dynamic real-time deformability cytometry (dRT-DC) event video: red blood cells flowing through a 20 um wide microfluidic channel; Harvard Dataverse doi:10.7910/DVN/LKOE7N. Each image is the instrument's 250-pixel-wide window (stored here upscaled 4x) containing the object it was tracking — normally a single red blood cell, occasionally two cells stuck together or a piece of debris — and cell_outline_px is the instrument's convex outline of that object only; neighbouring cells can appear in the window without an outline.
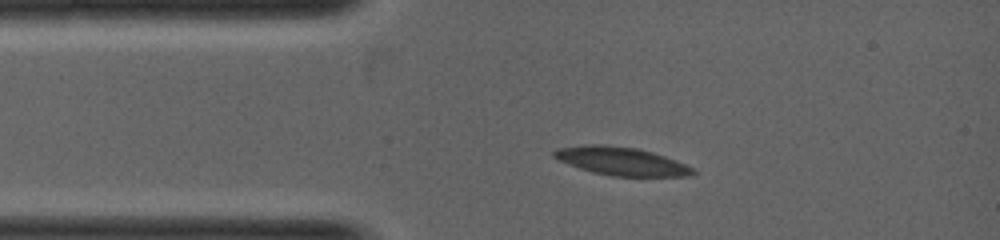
{"species": "common noctule bat (a hibernating species)", "species_latin": "Nyctalus noctula", "temperature_condition": "warm", "stored_images_in_passage": 6, "camera_frame_rate_fps": 5000, "um_per_image_px": 0.085, "animal": {"sex": "female", "body_mass_g": 19.0, "forearm_length_mm": 53.3}, "frame": {"image": 1, "passage_image": 4, "time_ms": 0.8, "image_size_px": [1000, 240], "cell_outline_px": [[696, 172], [692, 176], [612, 176], [592, 172], [568, 164], [552, 156], [552, 152], [556, 148], [584, 144], [604, 144], [636, 148], [652, 152], [676, 160], [692, 168]], "centroid_in_image_um": [52.78, 13.69], "position_along_channel_um": 32.2, "area_um2": 22.83}}
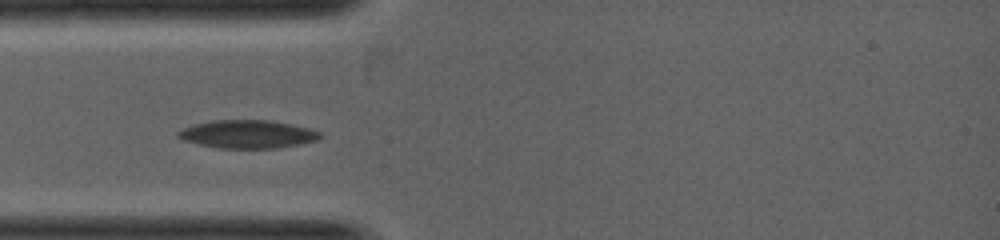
{"frame": {"image": 2, "passage_image": 5, "time_ms": 1.4, "image_size_px": [1000, 240], "cell_outline_px": [[324, 136], [316, 140], [300, 144], [276, 148], [216, 148], [184, 140], [176, 136], [176, 132], [184, 128], [196, 124], [212, 120], [272, 120], [292, 124], [308, 128], [320, 132]], "centroid_in_image_um": [21.06, 11.4], "position_along_channel_um": 63.9, "area_um2": 23.24}}
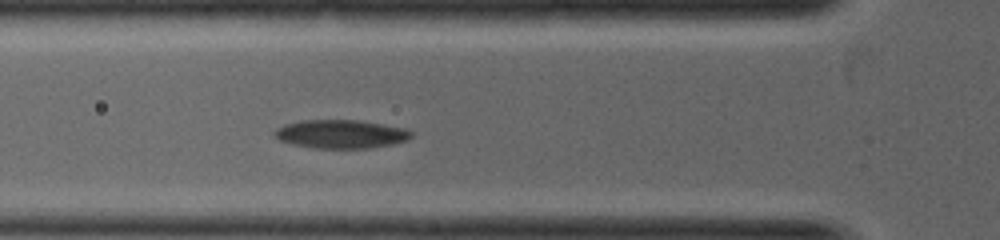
{"frame": {"image": 3, "passage_image": 6, "time_ms": 1.8, "image_size_px": [1000, 240], "cell_outline_px": [[412, 136], [408, 140], [392, 144], [368, 148], [312, 148], [280, 140], [272, 136], [272, 132], [276, 128], [284, 124], [300, 120], [356, 120], [404, 128], [412, 132]], "centroid_in_image_um": [28.93, 11.39], "position_along_channel_um": 96.9, "area_um2": 22.66}}